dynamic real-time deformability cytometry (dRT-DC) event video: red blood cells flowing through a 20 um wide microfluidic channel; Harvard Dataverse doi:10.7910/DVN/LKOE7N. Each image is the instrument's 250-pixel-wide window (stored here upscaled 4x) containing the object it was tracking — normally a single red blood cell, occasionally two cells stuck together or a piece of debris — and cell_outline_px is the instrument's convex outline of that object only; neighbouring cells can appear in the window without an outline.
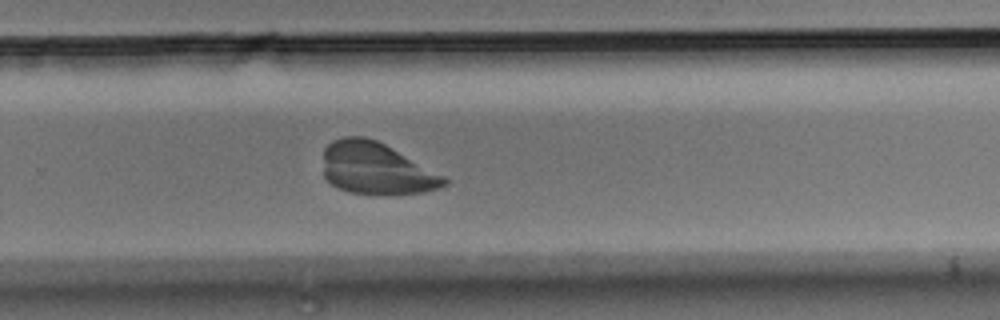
{"species": "Egyptian fruit bat (a non-hibernating species)", "species_latin": "Rousettus aegyptiacus", "temperature_condition": "room temperature", "stored_images_in_passage": 39, "camera_frame_rate_fps": 3000, "um_per_image_px": 0.085, "animal": {"sex": "male"}, "frame": {"image": 1, "passage_image": 21, "time_ms": 6.667, "image_size_px": [1000, 320], "cell_outline_px": [[448, 184], [440, 188], [420, 192], [392, 196], [348, 192], [332, 184], [324, 176], [324, 148], [332, 140], [344, 136], [364, 136], [376, 140], [384, 144], [444, 176], [448, 180]], "centroid_in_image_um": [31.97, 14.34], "position_along_channel_um": 297.8, "area_um2": 36.65}}